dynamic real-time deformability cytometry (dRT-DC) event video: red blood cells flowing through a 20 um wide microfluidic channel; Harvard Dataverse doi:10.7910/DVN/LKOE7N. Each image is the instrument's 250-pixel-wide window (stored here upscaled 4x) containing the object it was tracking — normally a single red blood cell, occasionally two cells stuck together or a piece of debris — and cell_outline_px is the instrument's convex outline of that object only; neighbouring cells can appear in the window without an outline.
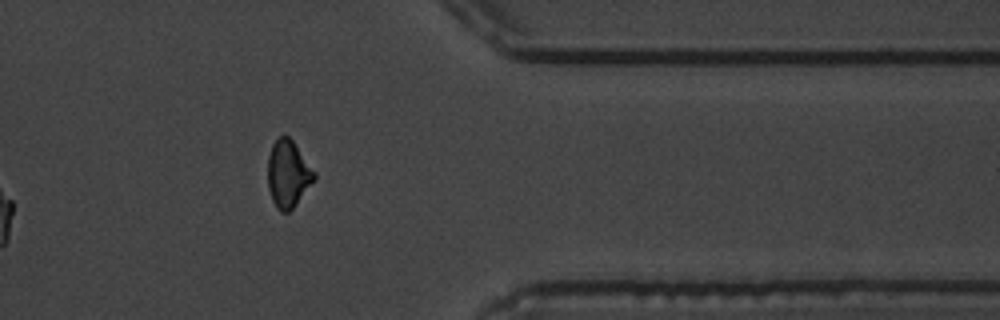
{"species": "common noctule bat (a hibernating species)", "species_latin": "Nyctalus noctula", "temperature_condition": "warm", "stored_images_in_passage": 17, "camera_frame_rate_fps": 3000, "um_per_image_px": 0.085, "animal": {"sex": "male", "body_mass_g": 19.5, "forearm_length_mm": 54.6}, "frame": {"image": 1, "passage_image": 15, "time_ms": 17.667, "image_size_px": [1000, 320], "cell_outline_px": [[316, 180], [292, 208], [288, 212], [280, 212], [276, 208], [272, 200], [268, 188], [268, 156], [272, 144], [280, 136], [288, 136], [292, 140], [316, 172]], "centroid_in_image_um": [24.49, 14.79], "position_along_channel_um": 386.9, "area_um2": 18.21}}
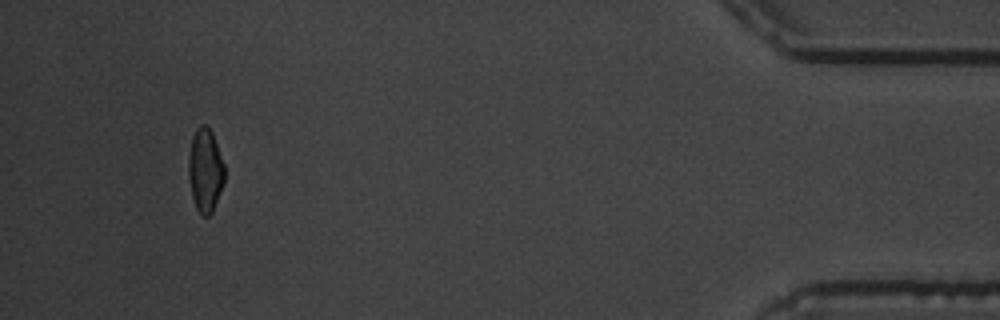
{"frame": {"image": 2, "passage_image": 17, "time_ms": 20.0, "image_size_px": [1000, 320], "cell_outline_px": [[224, 184], [212, 212], [208, 216], [200, 216], [196, 208], [192, 196], [188, 176], [188, 156], [192, 136], [196, 128], [200, 124], [204, 124], [212, 132], [224, 164]], "centroid_in_image_um": [17.43, 14.48], "position_along_channel_um": 417.8, "area_um2": 17.69}, "authors_computed_cell_mechanics": {"area_um2": 18.0336, "velocity_mm_per_s": 3.5371, "shape_relaxation_time_tau1_ms": null, "shape_relaxation_time_tau2_ms": 2.3224, "deformation_change_tau1": null, "deformation_change_tau2": 0.0494}}